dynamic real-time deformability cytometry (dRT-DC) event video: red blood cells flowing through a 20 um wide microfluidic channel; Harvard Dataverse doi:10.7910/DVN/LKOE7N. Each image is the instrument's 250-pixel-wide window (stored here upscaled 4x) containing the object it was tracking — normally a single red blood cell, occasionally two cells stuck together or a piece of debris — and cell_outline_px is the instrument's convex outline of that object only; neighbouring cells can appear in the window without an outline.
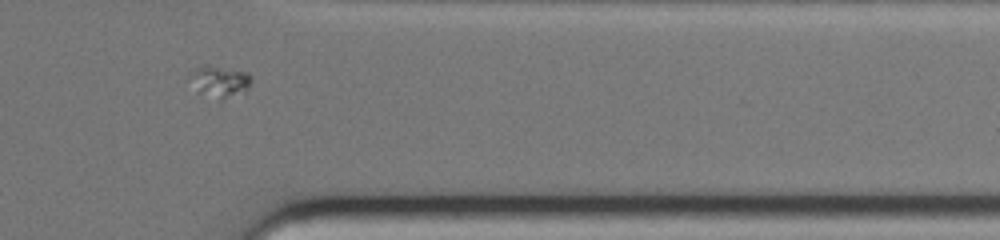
{"species": "common noctule bat (a hibernating species)", "species_latin": "Nyctalus noctula", "temperature_condition": "warm", "stored_images_in_passage": 41, "camera_frame_rate_fps": 3000, "um_per_image_px": 0.085, "animal": {"sex": "female", "body_mass_g": 19.0, "forearm_length_mm": 51.5}, "frame": {"image": 1, "passage_image": 35, "time_ms": 11.333, "image_size_px": [1000, 240], "cell_outline_px": [[252, 80], [248, 88], [220, 100], [200, 92], [188, 76], [200, 68], [208, 64], [248, 72], [252, 76]], "centroid_in_image_um": [18.73, 6.89], "position_along_channel_um": 392.7, "area_um2": 10.75}}
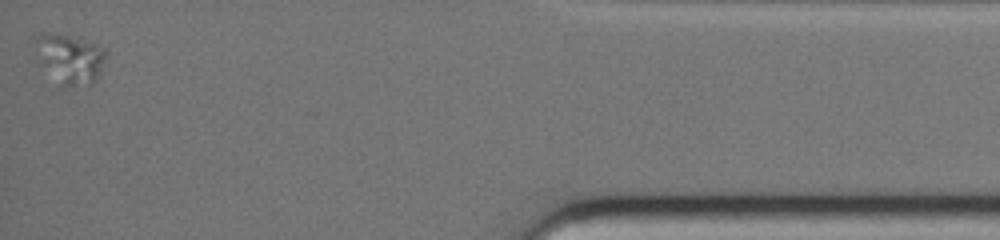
{"frame": {"image": 2, "passage_image": 41, "time_ms": 13.333, "image_size_px": [1000, 240], "cell_outline_px": [[104, 56], [96, 80], [92, 84], [68, 88], [60, 88], [36, 40], [40, 32], [48, 32], [64, 36], [92, 44], [104, 48]], "centroid_in_image_um": [6.04, 5.05], "position_along_channel_um": 429.2, "area_um2": 18.5}}